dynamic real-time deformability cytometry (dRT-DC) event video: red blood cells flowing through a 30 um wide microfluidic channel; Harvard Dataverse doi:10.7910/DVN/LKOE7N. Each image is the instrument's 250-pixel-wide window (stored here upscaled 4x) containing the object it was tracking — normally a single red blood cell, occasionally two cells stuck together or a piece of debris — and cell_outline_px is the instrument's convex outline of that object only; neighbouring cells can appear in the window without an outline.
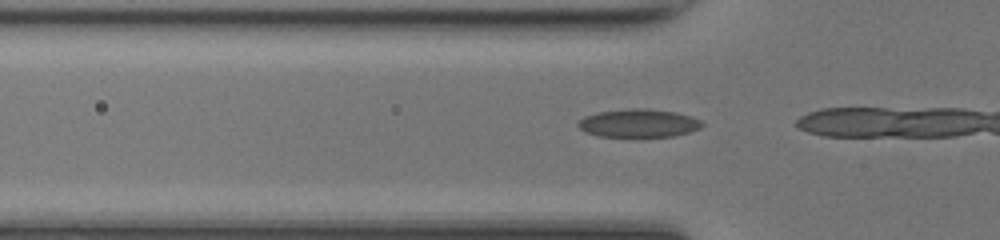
{"species": "common noctule bat (a hibernating species)", "species_latin": "Nyctalus noctula", "temperature_condition": "room temperature", "stored_images_in_passage": 4, "camera_frame_rate_fps": 3000, "um_per_image_px": 0.085, "animal": {"sex": "female", "body_mass_g": 17.0, "forearm_length_mm": 48.0}, "frame": {"image": 1, "passage_image": 2, "time_ms": 0.333, "image_size_px": [1000, 240], "cell_outline_px": [[704, 124], [700, 128], [688, 132], [672, 136], [596, 136], [584, 132], [576, 124], [584, 116], [600, 112], [632, 108], [644, 108], [676, 112], [692, 116], [700, 120]], "centroid_in_image_um": [54.27, 10.46], "position_along_channel_um": 71.5, "area_um2": 20.23}}